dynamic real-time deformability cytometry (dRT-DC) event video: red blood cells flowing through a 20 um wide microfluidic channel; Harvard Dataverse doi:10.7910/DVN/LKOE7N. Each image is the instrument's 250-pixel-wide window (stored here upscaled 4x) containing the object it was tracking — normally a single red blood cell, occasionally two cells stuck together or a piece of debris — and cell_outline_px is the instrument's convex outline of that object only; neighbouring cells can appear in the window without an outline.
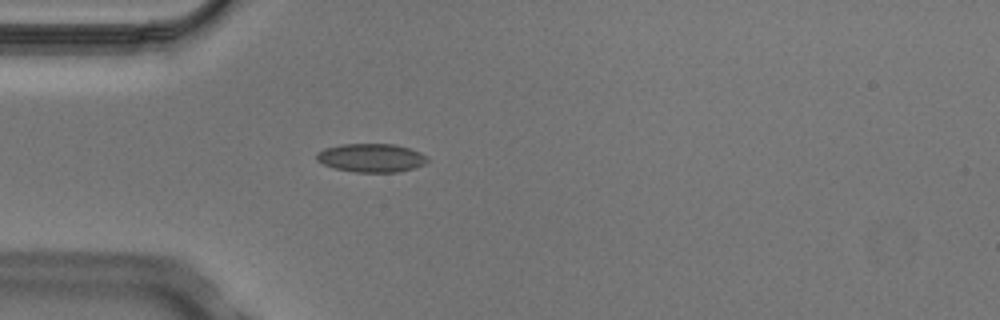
{"species": "Egyptian fruit bat (a non-hibernating species)", "species_latin": "Rousettus aegyptiacus", "temperature_condition": "cold", "stored_images_in_passage": 4, "camera_frame_rate_fps": 3000, "um_per_image_px": 0.085, "animal": {"sex": "male"}, "frame": {"image": 1, "passage_image": 4, "time_ms": 1.0, "image_size_px": [1000, 320], "cell_outline_px": [[428, 160], [424, 164], [400, 172], [356, 172], [336, 168], [324, 164], [316, 160], [316, 152], [324, 148], [340, 144], [396, 144], [420, 152], [428, 156]], "centroid_in_image_um": [31.55, 13.41], "position_along_channel_um": 53.4, "area_um2": 18.44}}